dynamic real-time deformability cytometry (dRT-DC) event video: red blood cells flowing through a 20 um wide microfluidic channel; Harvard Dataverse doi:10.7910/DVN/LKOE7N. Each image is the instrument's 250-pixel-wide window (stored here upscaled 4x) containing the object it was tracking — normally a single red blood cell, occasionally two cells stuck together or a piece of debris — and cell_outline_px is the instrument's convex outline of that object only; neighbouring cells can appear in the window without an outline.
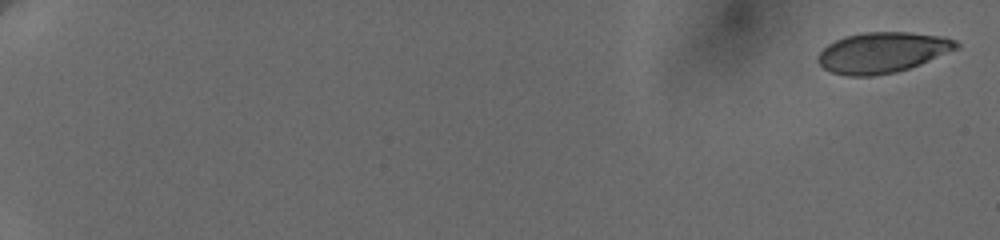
{"species": "human", "species_latin": "Homo sapiens", "temperature_condition": "cold", "stored_images_in_passage": 15, "camera_frame_rate_fps": 3000, "um_per_image_px": 0.085, "donor": {"sex": "female"}, "frame": {"image": 1, "passage_image": 1, "time_ms": 0.0, "image_size_px": [1000, 240], "cell_outline_px": [[960, 48], [920, 64], [896, 72], [872, 76], [848, 76], [832, 72], [824, 68], [816, 60], [820, 52], [828, 44], [836, 40], [848, 36], [864, 32], [908, 32], [944, 36], [956, 40], [960, 44]], "centroid_in_image_um": [75.04, 4.46], "position_along_channel_um": 10.0, "area_um2": 32.71}}
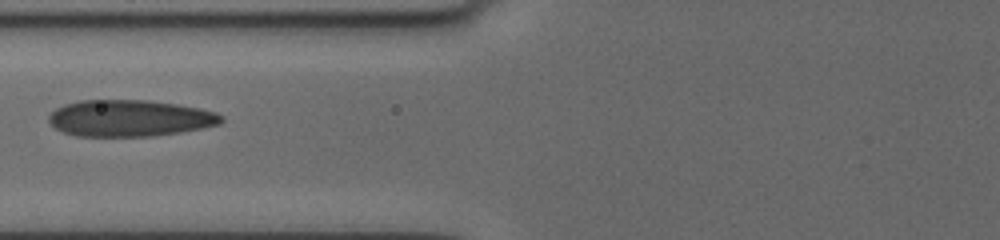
{"frame": {"image": 2, "passage_image": 11, "time_ms": 9.0, "image_size_px": [1000, 240], "cell_outline_px": [[224, 120], [220, 124], [180, 132], [152, 136], [76, 136], [64, 132], [56, 128], [48, 120], [48, 116], [56, 108], [64, 104], [80, 100], [148, 100], [176, 104], [200, 108], [216, 112], [224, 116]], "centroid_in_image_um": [11.04, 10.04], "position_along_channel_um": 114.8, "area_um2": 36.76}}
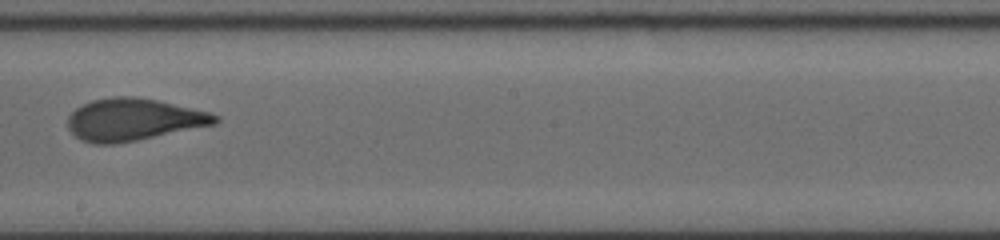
{"frame": {"image": 3, "passage_image": 15, "time_ms": 12.333, "image_size_px": [1000, 240], "cell_outline_px": [[220, 120], [216, 124], [116, 144], [92, 144], [80, 140], [68, 128], [68, 116], [76, 108], [92, 100], [112, 96], [136, 96], [156, 100], [208, 112], [220, 116]], "centroid_in_image_um": [11.32, 10.16], "position_along_channel_um": 236.9, "area_um2": 36.07}}